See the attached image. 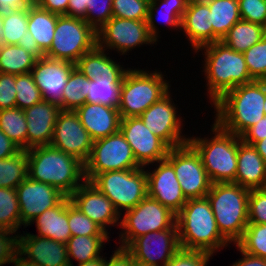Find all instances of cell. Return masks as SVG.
<instances>
[{
  "label": "cell",
  "instance_id": "62",
  "mask_svg": "<svg viewBox=\"0 0 266 266\" xmlns=\"http://www.w3.org/2000/svg\"><path fill=\"white\" fill-rule=\"evenodd\" d=\"M103 256L104 255H101V257L89 262L79 263L77 266H105V256Z\"/></svg>",
  "mask_w": 266,
  "mask_h": 266
},
{
  "label": "cell",
  "instance_id": "7",
  "mask_svg": "<svg viewBox=\"0 0 266 266\" xmlns=\"http://www.w3.org/2000/svg\"><path fill=\"white\" fill-rule=\"evenodd\" d=\"M128 68L122 79L118 110L121 118L140 116L171 89L161 70ZM160 71V72H159Z\"/></svg>",
  "mask_w": 266,
  "mask_h": 266
},
{
  "label": "cell",
  "instance_id": "12",
  "mask_svg": "<svg viewBox=\"0 0 266 266\" xmlns=\"http://www.w3.org/2000/svg\"><path fill=\"white\" fill-rule=\"evenodd\" d=\"M165 159L173 166L187 200L206 197L212 182L199 153L189 142L170 148Z\"/></svg>",
  "mask_w": 266,
  "mask_h": 266
},
{
  "label": "cell",
  "instance_id": "24",
  "mask_svg": "<svg viewBox=\"0 0 266 266\" xmlns=\"http://www.w3.org/2000/svg\"><path fill=\"white\" fill-rule=\"evenodd\" d=\"M75 113L93 140L120 131L121 116L118 108L86 102L76 109Z\"/></svg>",
  "mask_w": 266,
  "mask_h": 266
},
{
  "label": "cell",
  "instance_id": "58",
  "mask_svg": "<svg viewBox=\"0 0 266 266\" xmlns=\"http://www.w3.org/2000/svg\"><path fill=\"white\" fill-rule=\"evenodd\" d=\"M86 0H69L66 16L84 19L86 17Z\"/></svg>",
  "mask_w": 266,
  "mask_h": 266
},
{
  "label": "cell",
  "instance_id": "65",
  "mask_svg": "<svg viewBox=\"0 0 266 266\" xmlns=\"http://www.w3.org/2000/svg\"><path fill=\"white\" fill-rule=\"evenodd\" d=\"M2 15H3V12L0 10V38L2 36Z\"/></svg>",
  "mask_w": 266,
  "mask_h": 266
},
{
  "label": "cell",
  "instance_id": "16",
  "mask_svg": "<svg viewBox=\"0 0 266 266\" xmlns=\"http://www.w3.org/2000/svg\"><path fill=\"white\" fill-rule=\"evenodd\" d=\"M94 140L81 124L75 111L61 110L57 116L51 146L77 158L89 159Z\"/></svg>",
  "mask_w": 266,
  "mask_h": 266
},
{
  "label": "cell",
  "instance_id": "2",
  "mask_svg": "<svg viewBox=\"0 0 266 266\" xmlns=\"http://www.w3.org/2000/svg\"><path fill=\"white\" fill-rule=\"evenodd\" d=\"M264 102V80H254L228 91L210 107L221 128L241 137L265 116Z\"/></svg>",
  "mask_w": 266,
  "mask_h": 266
},
{
  "label": "cell",
  "instance_id": "1",
  "mask_svg": "<svg viewBox=\"0 0 266 266\" xmlns=\"http://www.w3.org/2000/svg\"><path fill=\"white\" fill-rule=\"evenodd\" d=\"M200 51L205 58L202 72L211 106L228 91L254 81L243 53L232 50L221 41L206 44L195 52Z\"/></svg>",
  "mask_w": 266,
  "mask_h": 266
},
{
  "label": "cell",
  "instance_id": "51",
  "mask_svg": "<svg viewBox=\"0 0 266 266\" xmlns=\"http://www.w3.org/2000/svg\"><path fill=\"white\" fill-rule=\"evenodd\" d=\"M16 252L17 234L0 228V266L6 265V263L9 264Z\"/></svg>",
  "mask_w": 266,
  "mask_h": 266
},
{
  "label": "cell",
  "instance_id": "28",
  "mask_svg": "<svg viewBox=\"0 0 266 266\" xmlns=\"http://www.w3.org/2000/svg\"><path fill=\"white\" fill-rule=\"evenodd\" d=\"M189 0H150L147 16V27L150 35L159 42L158 23L168 25L172 30L181 31V22ZM156 17V18H155ZM158 17V19H157ZM165 22V23H164Z\"/></svg>",
  "mask_w": 266,
  "mask_h": 266
},
{
  "label": "cell",
  "instance_id": "29",
  "mask_svg": "<svg viewBox=\"0 0 266 266\" xmlns=\"http://www.w3.org/2000/svg\"><path fill=\"white\" fill-rule=\"evenodd\" d=\"M108 54L109 52L96 46L75 63L76 68L90 80L99 79L104 75H124L128 67L126 69Z\"/></svg>",
  "mask_w": 266,
  "mask_h": 266
},
{
  "label": "cell",
  "instance_id": "38",
  "mask_svg": "<svg viewBox=\"0 0 266 266\" xmlns=\"http://www.w3.org/2000/svg\"><path fill=\"white\" fill-rule=\"evenodd\" d=\"M28 177V155L21 150L12 157L0 159V187L16 189Z\"/></svg>",
  "mask_w": 266,
  "mask_h": 266
},
{
  "label": "cell",
  "instance_id": "10",
  "mask_svg": "<svg viewBox=\"0 0 266 266\" xmlns=\"http://www.w3.org/2000/svg\"><path fill=\"white\" fill-rule=\"evenodd\" d=\"M97 46V32L82 18L58 16L54 38L45 56L76 63Z\"/></svg>",
  "mask_w": 266,
  "mask_h": 266
},
{
  "label": "cell",
  "instance_id": "42",
  "mask_svg": "<svg viewBox=\"0 0 266 266\" xmlns=\"http://www.w3.org/2000/svg\"><path fill=\"white\" fill-rule=\"evenodd\" d=\"M16 107L24 110L42 101L31 73L15 75Z\"/></svg>",
  "mask_w": 266,
  "mask_h": 266
},
{
  "label": "cell",
  "instance_id": "3",
  "mask_svg": "<svg viewBox=\"0 0 266 266\" xmlns=\"http://www.w3.org/2000/svg\"><path fill=\"white\" fill-rule=\"evenodd\" d=\"M28 177L52 185L69 197L84 181V164L51 145L26 150Z\"/></svg>",
  "mask_w": 266,
  "mask_h": 266
},
{
  "label": "cell",
  "instance_id": "15",
  "mask_svg": "<svg viewBox=\"0 0 266 266\" xmlns=\"http://www.w3.org/2000/svg\"><path fill=\"white\" fill-rule=\"evenodd\" d=\"M120 131L141 167L151 169V164L166 158L170 148L146 127L139 116L121 118Z\"/></svg>",
  "mask_w": 266,
  "mask_h": 266
},
{
  "label": "cell",
  "instance_id": "33",
  "mask_svg": "<svg viewBox=\"0 0 266 266\" xmlns=\"http://www.w3.org/2000/svg\"><path fill=\"white\" fill-rule=\"evenodd\" d=\"M124 75H104L99 79H89L87 103H100L118 108L121 96V85Z\"/></svg>",
  "mask_w": 266,
  "mask_h": 266
},
{
  "label": "cell",
  "instance_id": "39",
  "mask_svg": "<svg viewBox=\"0 0 266 266\" xmlns=\"http://www.w3.org/2000/svg\"><path fill=\"white\" fill-rule=\"evenodd\" d=\"M89 79L76 67L72 70L63 91V102L59 106L63 111H75L86 103Z\"/></svg>",
  "mask_w": 266,
  "mask_h": 266
},
{
  "label": "cell",
  "instance_id": "50",
  "mask_svg": "<svg viewBox=\"0 0 266 266\" xmlns=\"http://www.w3.org/2000/svg\"><path fill=\"white\" fill-rule=\"evenodd\" d=\"M16 107L15 74L0 73V110Z\"/></svg>",
  "mask_w": 266,
  "mask_h": 266
},
{
  "label": "cell",
  "instance_id": "18",
  "mask_svg": "<svg viewBox=\"0 0 266 266\" xmlns=\"http://www.w3.org/2000/svg\"><path fill=\"white\" fill-rule=\"evenodd\" d=\"M71 203L107 234L110 226H120V214L110 199L90 181H84L70 196Z\"/></svg>",
  "mask_w": 266,
  "mask_h": 266
},
{
  "label": "cell",
  "instance_id": "52",
  "mask_svg": "<svg viewBox=\"0 0 266 266\" xmlns=\"http://www.w3.org/2000/svg\"><path fill=\"white\" fill-rule=\"evenodd\" d=\"M266 138V115L260 119L255 125L250 127L242 136L241 139L250 145Z\"/></svg>",
  "mask_w": 266,
  "mask_h": 266
},
{
  "label": "cell",
  "instance_id": "17",
  "mask_svg": "<svg viewBox=\"0 0 266 266\" xmlns=\"http://www.w3.org/2000/svg\"><path fill=\"white\" fill-rule=\"evenodd\" d=\"M134 260L150 266H165L180 249L178 229H165L135 238L127 247Z\"/></svg>",
  "mask_w": 266,
  "mask_h": 266
},
{
  "label": "cell",
  "instance_id": "54",
  "mask_svg": "<svg viewBox=\"0 0 266 266\" xmlns=\"http://www.w3.org/2000/svg\"><path fill=\"white\" fill-rule=\"evenodd\" d=\"M35 3L41 9L61 16L66 15L69 0H35Z\"/></svg>",
  "mask_w": 266,
  "mask_h": 266
},
{
  "label": "cell",
  "instance_id": "61",
  "mask_svg": "<svg viewBox=\"0 0 266 266\" xmlns=\"http://www.w3.org/2000/svg\"><path fill=\"white\" fill-rule=\"evenodd\" d=\"M266 164V138L253 145Z\"/></svg>",
  "mask_w": 266,
  "mask_h": 266
},
{
  "label": "cell",
  "instance_id": "31",
  "mask_svg": "<svg viewBox=\"0 0 266 266\" xmlns=\"http://www.w3.org/2000/svg\"><path fill=\"white\" fill-rule=\"evenodd\" d=\"M211 13L213 43L221 41L230 28L241 20L238 0H204Z\"/></svg>",
  "mask_w": 266,
  "mask_h": 266
},
{
  "label": "cell",
  "instance_id": "47",
  "mask_svg": "<svg viewBox=\"0 0 266 266\" xmlns=\"http://www.w3.org/2000/svg\"><path fill=\"white\" fill-rule=\"evenodd\" d=\"M248 223L266 224V188L250 190Z\"/></svg>",
  "mask_w": 266,
  "mask_h": 266
},
{
  "label": "cell",
  "instance_id": "60",
  "mask_svg": "<svg viewBox=\"0 0 266 266\" xmlns=\"http://www.w3.org/2000/svg\"><path fill=\"white\" fill-rule=\"evenodd\" d=\"M14 264V266H38L37 264L26 260L23 256H21L18 252L14 254L9 264Z\"/></svg>",
  "mask_w": 266,
  "mask_h": 266
},
{
  "label": "cell",
  "instance_id": "40",
  "mask_svg": "<svg viewBox=\"0 0 266 266\" xmlns=\"http://www.w3.org/2000/svg\"><path fill=\"white\" fill-rule=\"evenodd\" d=\"M22 226L16 189L0 187V228L19 234Z\"/></svg>",
  "mask_w": 266,
  "mask_h": 266
},
{
  "label": "cell",
  "instance_id": "9",
  "mask_svg": "<svg viewBox=\"0 0 266 266\" xmlns=\"http://www.w3.org/2000/svg\"><path fill=\"white\" fill-rule=\"evenodd\" d=\"M91 183L110 199L120 215L148 195L146 167L103 172Z\"/></svg>",
  "mask_w": 266,
  "mask_h": 266
},
{
  "label": "cell",
  "instance_id": "56",
  "mask_svg": "<svg viewBox=\"0 0 266 266\" xmlns=\"http://www.w3.org/2000/svg\"><path fill=\"white\" fill-rule=\"evenodd\" d=\"M235 247H237L238 251H240L242 258L236 260L235 263L230 266H266L265 258L250 255L242 251L236 244Z\"/></svg>",
  "mask_w": 266,
  "mask_h": 266
},
{
  "label": "cell",
  "instance_id": "22",
  "mask_svg": "<svg viewBox=\"0 0 266 266\" xmlns=\"http://www.w3.org/2000/svg\"><path fill=\"white\" fill-rule=\"evenodd\" d=\"M23 234L17 235V252L26 260L38 266H70L66 244L30 232Z\"/></svg>",
  "mask_w": 266,
  "mask_h": 266
},
{
  "label": "cell",
  "instance_id": "43",
  "mask_svg": "<svg viewBox=\"0 0 266 266\" xmlns=\"http://www.w3.org/2000/svg\"><path fill=\"white\" fill-rule=\"evenodd\" d=\"M68 224L72 236H109L99 225L68 203Z\"/></svg>",
  "mask_w": 266,
  "mask_h": 266
},
{
  "label": "cell",
  "instance_id": "34",
  "mask_svg": "<svg viewBox=\"0 0 266 266\" xmlns=\"http://www.w3.org/2000/svg\"><path fill=\"white\" fill-rule=\"evenodd\" d=\"M110 236H71L66 242L69 264L73 259L77 263L89 262L101 257L103 246L108 243Z\"/></svg>",
  "mask_w": 266,
  "mask_h": 266
},
{
  "label": "cell",
  "instance_id": "19",
  "mask_svg": "<svg viewBox=\"0 0 266 266\" xmlns=\"http://www.w3.org/2000/svg\"><path fill=\"white\" fill-rule=\"evenodd\" d=\"M16 193L24 228L46 209L54 208L66 197L52 185L34 181L29 177L17 186Z\"/></svg>",
  "mask_w": 266,
  "mask_h": 266
},
{
  "label": "cell",
  "instance_id": "57",
  "mask_svg": "<svg viewBox=\"0 0 266 266\" xmlns=\"http://www.w3.org/2000/svg\"><path fill=\"white\" fill-rule=\"evenodd\" d=\"M17 45H19L21 48H24L37 59H41L43 56H45V54L39 49L35 39L29 31L25 33V38L21 39Z\"/></svg>",
  "mask_w": 266,
  "mask_h": 266
},
{
  "label": "cell",
  "instance_id": "45",
  "mask_svg": "<svg viewBox=\"0 0 266 266\" xmlns=\"http://www.w3.org/2000/svg\"><path fill=\"white\" fill-rule=\"evenodd\" d=\"M150 0H113V17L147 20Z\"/></svg>",
  "mask_w": 266,
  "mask_h": 266
},
{
  "label": "cell",
  "instance_id": "30",
  "mask_svg": "<svg viewBox=\"0 0 266 266\" xmlns=\"http://www.w3.org/2000/svg\"><path fill=\"white\" fill-rule=\"evenodd\" d=\"M58 16L41 9L36 3L28 7V31L44 54L52 45Z\"/></svg>",
  "mask_w": 266,
  "mask_h": 266
},
{
  "label": "cell",
  "instance_id": "44",
  "mask_svg": "<svg viewBox=\"0 0 266 266\" xmlns=\"http://www.w3.org/2000/svg\"><path fill=\"white\" fill-rule=\"evenodd\" d=\"M249 74L253 80L266 79V35L244 53Z\"/></svg>",
  "mask_w": 266,
  "mask_h": 266
},
{
  "label": "cell",
  "instance_id": "23",
  "mask_svg": "<svg viewBox=\"0 0 266 266\" xmlns=\"http://www.w3.org/2000/svg\"><path fill=\"white\" fill-rule=\"evenodd\" d=\"M60 111L58 105L43 100L24 109L27 121V150L50 145Z\"/></svg>",
  "mask_w": 266,
  "mask_h": 266
},
{
  "label": "cell",
  "instance_id": "25",
  "mask_svg": "<svg viewBox=\"0 0 266 266\" xmlns=\"http://www.w3.org/2000/svg\"><path fill=\"white\" fill-rule=\"evenodd\" d=\"M181 31L194 52L206 44L213 43L211 13L204 0L188 2L181 22Z\"/></svg>",
  "mask_w": 266,
  "mask_h": 266
},
{
  "label": "cell",
  "instance_id": "59",
  "mask_svg": "<svg viewBox=\"0 0 266 266\" xmlns=\"http://www.w3.org/2000/svg\"><path fill=\"white\" fill-rule=\"evenodd\" d=\"M35 0H0L2 12L32 6Z\"/></svg>",
  "mask_w": 266,
  "mask_h": 266
},
{
  "label": "cell",
  "instance_id": "8",
  "mask_svg": "<svg viewBox=\"0 0 266 266\" xmlns=\"http://www.w3.org/2000/svg\"><path fill=\"white\" fill-rule=\"evenodd\" d=\"M123 213L120 216L121 231L117 233L121 247H127L135 238L146 233L178 229L176 214L148 195L134 208Z\"/></svg>",
  "mask_w": 266,
  "mask_h": 266
},
{
  "label": "cell",
  "instance_id": "6",
  "mask_svg": "<svg viewBox=\"0 0 266 266\" xmlns=\"http://www.w3.org/2000/svg\"><path fill=\"white\" fill-rule=\"evenodd\" d=\"M210 138L189 136V143L199 153L212 183H235L238 136L221 128L215 121Z\"/></svg>",
  "mask_w": 266,
  "mask_h": 266
},
{
  "label": "cell",
  "instance_id": "26",
  "mask_svg": "<svg viewBox=\"0 0 266 266\" xmlns=\"http://www.w3.org/2000/svg\"><path fill=\"white\" fill-rule=\"evenodd\" d=\"M235 184L248 189L266 188V164L253 145L238 137Z\"/></svg>",
  "mask_w": 266,
  "mask_h": 266
},
{
  "label": "cell",
  "instance_id": "20",
  "mask_svg": "<svg viewBox=\"0 0 266 266\" xmlns=\"http://www.w3.org/2000/svg\"><path fill=\"white\" fill-rule=\"evenodd\" d=\"M75 63L51 59L43 56L37 59L31 70L34 82L40 89L42 100L60 106L63 102V91Z\"/></svg>",
  "mask_w": 266,
  "mask_h": 266
},
{
  "label": "cell",
  "instance_id": "14",
  "mask_svg": "<svg viewBox=\"0 0 266 266\" xmlns=\"http://www.w3.org/2000/svg\"><path fill=\"white\" fill-rule=\"evenodd\" d=\"M170 92L171 90L139 117L153 134L169 148H174L188 143L189 137L182 133L184 119L179 116L181 113H178V106L176 107Z\"/></svg>",
  "mask_w": 266,
  "mask_h": 266
},
{
  "label": "cell",
  "instance_id": "21",
  "mask_svg": "<svg viewBox=\"0 0 266 266\" xmlns=\"http://www.w3.org/2000/svg\"><path fill=\"white\" fill-rule=\"evenodd\" d=\"M152 166H156L155 169H146L148 196L177 214L187 199L176 178L173 166L166 159L153 163L150 167Z\"/></svg>",
  "mask_w": 266,
  "mask_h": 266
},
{
  "label": "cell",
  "instance_id": "53",
  "mask_svg": "<svg viewBox=\"0 0 266 266\" xmlns=\"http://www.w3.org/2000/svg\"><path fill=\"white\" fill-rule=\"evenodd\" d=\"M109 260L105 258V266H131L134 258L133 254L126 248L118 246L115 251H112Z\"/></svg>",
  "mask_w": 266,
  "mask_h": 266
},
{
  "label": "cell",
  "instance_id": "63",
  "mask_svg": "<svg viewBox=\"0 0 266 266\" xmlns=\"http://www.w3.org/2000/svg\"><path fill=\"white\" fill-rule=\"evenodd\" d=\"M131 266H150V265H148L146 263H142V262L137 261V260H133Z\"/></svg>",
  "mask_w": 266,
  "mask_h": 266
},
{
  "label": "cell",
  "instance_id": "13",
  "mask_svg": "<svg viewBox=\"0 0 266 266\" xmlns=\"http://www.w3.org/2000/svg\"><path fill=\"white\" fill-rule=\"evenodd\" d=\"M147 44L154 46L157 42L150 35L146 20L112 17L97 31V46L120 55Z\"/></svg>",
  "mask_w": 266,
  "mask_h": 266
},
{
  "label": "cell",
  "instance_id": "49",
  "mask_svg": "<svg viewBox=\"0 0 266 266\" xmlns=\"http://www.w3.org/2000/svg\"><path fill=\"white\" fill-rule=\"evenodd\" d=\"M241 19L264 26L266 20V0H238Z\"/></svg>",
  "mask_w": 266,
  "mask_h": 266
},
{
  "label": "cell",
  "instance_id": "36",
  "mask_svg": "<svg viewBox=\"0 0 266 266\" xmlns=\"http://www.w3.org/2000/svg\"><path fill=\"white\" fill-rule=\"evenodd\" d=\"M28 32V7L3 12L0 44L17 45Z\"/></svg>",
  "mask_w": 266,
  "mask_h": 266
},
{
  "label": "cell",
  "instance_id": "48",
  "mask_svg": "<svg viewBox=\"0 0 266 266\" xmlns=\"http://www.w3.org/2000/svg\"><path fill=\"white\" fill-rule=\"evenodd\" d=\"M211 253L180 248L165 266H207Z\"/></svg>",
  "mask_w": 266,
  "mask_h": 266
},
{
  "label": "cell",
  "instance_id": "35",
  "mask_svg": "<svg viewBox=\"0 0 266 266\" xmlns=\"http://www.w3.org/2000/svg\"><path fill=\"white\" fill-rule=\"evenodd\" d=\"M37 58L19 45L0 44V73L27 74L34 67Z\"/></svg>",
  "mask_w": 266,
  "mask_h": 266
},
{
  "label": "cell",
  "instance_id": "11",
  "mask_svg": "<svg viewBox=\"0 0 266 266\" xmlns=\"http://www.w3.org/2000/svg\"><path fill=\"white\" fill-rule=\"evenodd\" d=\"M141 168L134 158L131 146L121 131L94 140L89 159L84 164L86 181H92L98 174Z\"/></svg>",
  "mask_w": 266,
  "mask_h": 266
},
{
  "label": "cell",
  "instance_id": "32",
  "mask_svg": "<svg viewBox=\"0 0 266 266\" xmlns=\"http://www.w3.org/2000/svg\"><path fill=\"white\" fill-rule=\"evenodd\" d=\"M265 35L263 25L241 19L230 28L221 42L236 52L244 53Z\"/></svg>",
  "mask_w": 266,
  "mask_h": 266
},
{
  "label": "cell",
  "instance_id": "37",
  "mask_svg": "<svg viewBox=\"0 0 266 266\" xmlns=\"http://www.w3.org/2000/svg\"><path fill=\"white\" fill-rule=\"evenodd\" d=\"M0 129L21 150H27V121L24 110L18 107L0 110Z\"/></svg>",
  "mask_w": 266,
  "mask_h": 266
},
{
  "label": "cell",
  "instance_id": "5",
  "mask_svg": "<svg viewBox=\"0 0 266 266\" xmlns=\"http://www.w3.org/2000/svg\"><path fill=\"white\" fill-rule=\"evenodd\" d=\"M250 189L235 183H212L206 197L221 235L236 244L248 225Z\"/></svg>",
  "mask_w": 266,
  "mask_h": 266
},
{
  "label": "cell",
  "instance_id": "46",
  "mask_svg": "<svg viewBox=\"0 0 266 266\" xmlns=\"http://www.w3.org/2000/svg\"><path fill=\"white\" fill-rule=\"evenodd\" d=\"M113 0H86L87 11L84 20L97 32L112 17Z\"/></svg>",
  "mask_w": 266,
  "mask_h": 266
},
{
  "label": "cell",
  "instance_id": "27",
  "mask_svg": "<svg viewBox=\"0 0 266 266\" xmlns=\"http://www.w3.org/2000/svg\"><path fill=\"white\" fill-rule=\"evenodd\" d=\"M70 197H65L54 208L46 209L37 216L31 224H35L39 237H46L57 242L66 244L71 235L68 224V203ZM34 222V223H33Z\"/></svg>",
  "mask_w": 266,
  "mask_h": 266
},
{
  "label": "cell",
  "instance_id": "41",
  "mask_svg": "<svg viewBox=\"0 0 266 266\" xmlns=\"http://www.w3.org/2000/svg\"><path fill=\"white\" fill-rule=\"evenodd\" d=\"M236 245L250 255L266 259V224L248 223Z\"/></svg>",
  "mask_w": 266,
  "mask_h": 266
},
{
  "label": "cell",
  "instance_id": "64",
  "mask_svg": "<svg viewBox=\"0 0 266 266\" xmlns=\"http://www.w3.org/2000/svg\"><path fill=\"white\" fill-rule=\"evenodd\" d=\"M264 99H265V102H264V112H265V115H266V79L264 80Z\"/></svg>",
  "mask_w": 266,
  "mask_h": 266
},
{
  "label": "cell",
  "instance_id": "4",
  "mask_svg": "<svg viewBox=\"0 0 266 266\" xmlns=\"http://www.w3.org/2000/svg\"><path fill=\"white\" fill-rule=\"evenodd\" d=\"M180 248L215 254L230 243L221 235L207 197L188 199L176 214Z\"/></svg>",
  "mask_w": 266,
  "mask_h": 266
},
{
  "label": "cell",
  "instance_id": "55",
  "mask_svg": "<svg viewBox=\"0 0 266 266\" xmlns=\"http://www.w3.org/2000/svg\"><path fill=\"white\" fill-rule=\"evenodd\" d=\"M21 149L0 129V159L12 157Z\"/></svg>",
  "mask_w": 266,
  "mask_h": 266
}]
</instances>
